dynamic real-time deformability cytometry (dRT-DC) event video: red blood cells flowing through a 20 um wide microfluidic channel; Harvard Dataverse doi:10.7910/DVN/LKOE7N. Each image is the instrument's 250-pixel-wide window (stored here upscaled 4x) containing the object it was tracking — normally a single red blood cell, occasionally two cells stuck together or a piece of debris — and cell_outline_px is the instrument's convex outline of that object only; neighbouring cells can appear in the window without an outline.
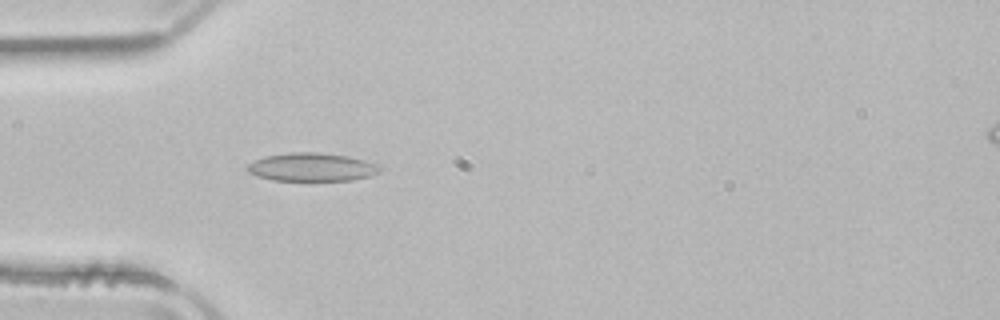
{"species": "common noctule bat (a hibernating species)", "species_latin": "Nyctalus noctula", "temperature_condition": "room temperature", "stored_images_in_passage": 51, "camera_frame_rate_fps": 3000, "um_per_image_px": 0.085, "animal": {"sex": "male", "body_mass_g": 21.5, "forearm_length_mm": 52.0}, "frame": {"image": 1, "passage_image": 15, "time_ms": 4.667, "image_size_px": [1000, 320], "cell_outline_px": [[380, 172], [368, 176], [352, 180], [272, 180], [248, 172], [244, 168], [248, 164], [264, 156], [292, 152], [320, 152], [348, 156], [380, 164]], "centroid_in_image_um": [26.51, 14.19], "position_along_channel_um": 58.5, "area_um2": 21.79}}
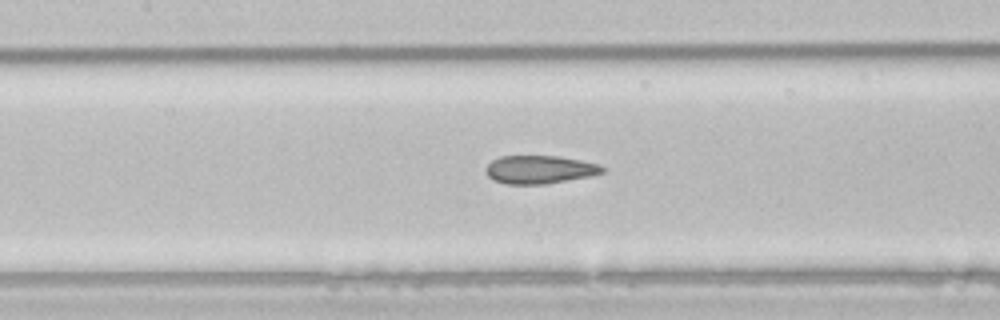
{"frame": {"image": 2, "passage_image": 23, "time_ms": 7.333, "image_size_px": [1000, 320], "cell_outline_px": [[608, 168], [604, 172], [592, 176], [544, 184], [504, 184], [492, 180], [484, 172], [484, 168], [492, 160], [500, 156], [560, 156], [600, 164]], "centroid_in_image_um": [45.87, 14.41], "position_along_channel_um": 161.5, "area_um2": 19.48}}
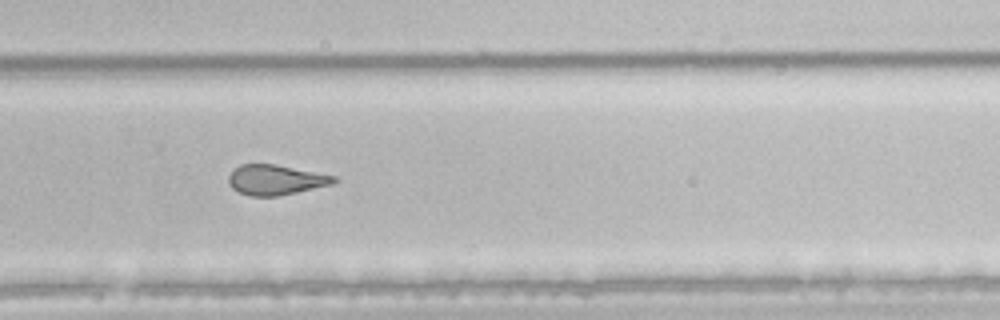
{"frame": {"image": 3, "passage_image": 34, "time_ms": 11.0, "image_size_px": [1000, 320], "cell_outline_px": [[340, 180], [332, 184], [296, 192], [276, 196], [248, 196], [232, 188], [228, 184], [228, 176], [232, 168], [240, 164], [276, 164], [336, 176]], "centroid_in_image_um": [23.4, 15.27], "position_along_channel_um": 306.4, "area_um2": 18.61}, "authors_computed_cell_mechanics": {"area_um2": 21.1548, "velocity_mm_per_s": 3.9688, "shape_relaxation_time_tau1_ms": null, "shape_relaxation_time_tau2_ms": 2.07, "deformation_change_tau1": null, "deformation_change_tau2": 0.0878}}